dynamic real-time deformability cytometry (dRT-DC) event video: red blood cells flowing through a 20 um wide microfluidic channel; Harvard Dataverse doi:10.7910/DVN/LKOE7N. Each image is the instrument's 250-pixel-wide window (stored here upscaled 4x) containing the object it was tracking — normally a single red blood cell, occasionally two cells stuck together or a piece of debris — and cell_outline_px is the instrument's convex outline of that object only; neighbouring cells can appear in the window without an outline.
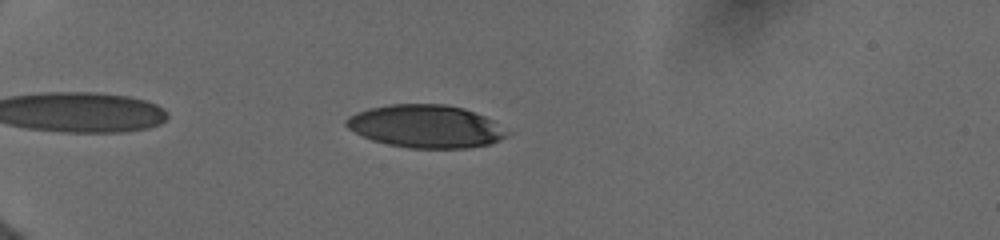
{"species": "human", "species_latin": "Homo sapiens", "temperature_condition": "cold", "stored_images_in_passage": 10, "camera_frame_rate_fps": 3000, "um_per_image_px": 0.085, "donor": {"sex": "female"}, "frame": {"image": 1, "passage_image": 3, "time_ms": 1.0, "image_size_px": [1000, 240], "cell_outline_px": [[512, 132], [508, 136], [500, 140], [488, 144], [468, 148], [408, 148], [388, 144], [372, 140], [348, 128], [344, 124], [344, 120], [348, 116], [356, 112], [368, 108], [388, 104], [444, 104], [464, 108], [484, 116], [492, 120]], "centroid_in_image_um": [36.2, 10.73], "position_along_channel_um": 48.8, "area_um2": 40.34}}
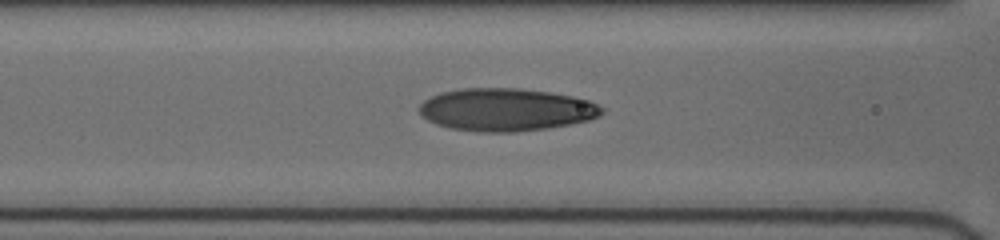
{"frame": {"image": 2, "passage_image": 8, "time_ms": 4.0, "image_size_px": [1000, 240], "cell_outline_px": [[604, 112], [600, 116], [588, 120], [548, 128], [516, 132], [480, 132], [452, 128], [436, 124], [428, 120], [420, 112], [420, 104], [424, 100], [440, 92], [460, 88], [520, 88], [548, 92], [572, 96], [588, 100], [604, 108]], "centroid_in_image_um": [43.02, 9.32], "position_along_channel_um": 123.6, "area_um2": 45.32}}
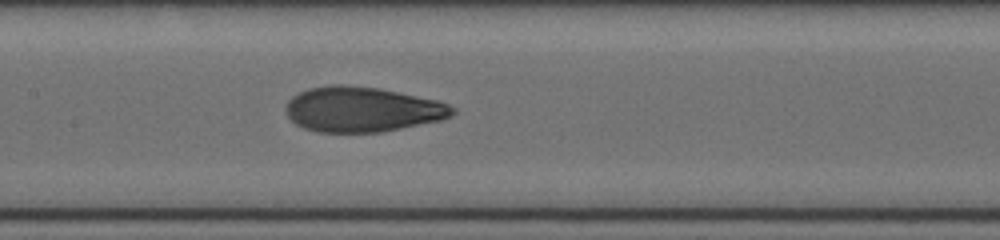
{"frame": {"image": 3, "passage_image": 10, "time_ms": 5.333, "image_size_px": [1000, 240], "cell_outline_px": [[456, 112], [452, 116], [440, 120], [380, 132], [316, 132], [304, 128], [296, 124], [284, 112], [284, 108], [288, 100], [292, 96], [308, 88], [332, 84], [340, 84], [380, 88], [436, 100], [448, 104], [456, 108]], "centroid_in_image_um": [30.75, 9.29], "position_along_channel_um": 176.6, "area_um2": 43.87}}